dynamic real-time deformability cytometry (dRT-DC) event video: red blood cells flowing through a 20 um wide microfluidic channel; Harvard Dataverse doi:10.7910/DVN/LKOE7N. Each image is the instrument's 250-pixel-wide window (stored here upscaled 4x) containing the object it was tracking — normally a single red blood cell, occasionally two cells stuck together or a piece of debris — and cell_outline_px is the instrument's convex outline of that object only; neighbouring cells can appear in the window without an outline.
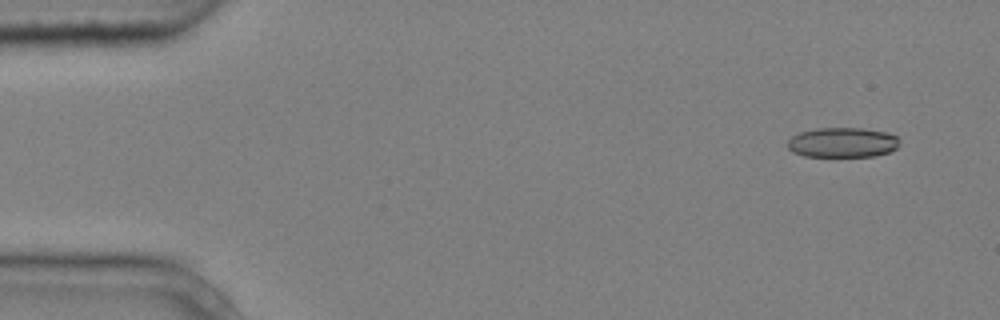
{"species": "common noctule bat (a hibernating species)", "species_latin": "Nyctalus noctula", "temperature_condition": "cold", "stored_images_in_passage": 7, "camera_frame_rate_fps": 3000, "um_per_image_px": 0.085, "animal": {"sex": "male", "body_mass_g": 20.4}, "frame": {"image": 1, "passage_image": 1, "time_ms": 0.0, "image_size_px": [1000, 320], "cell_outline_px": [[900, 140], [896, 148], [888, 152], [876, 156], [804, 156], [792, 152], [788, 148], [788, 140], [792, 136], [800, 132], [816, 128], [864, 128], [888, 132], [896, 136]], "centroid_in_image_um": [71.62, 12.1], "position_along_channel_um": 13.4, "area_um2": 19.59}}
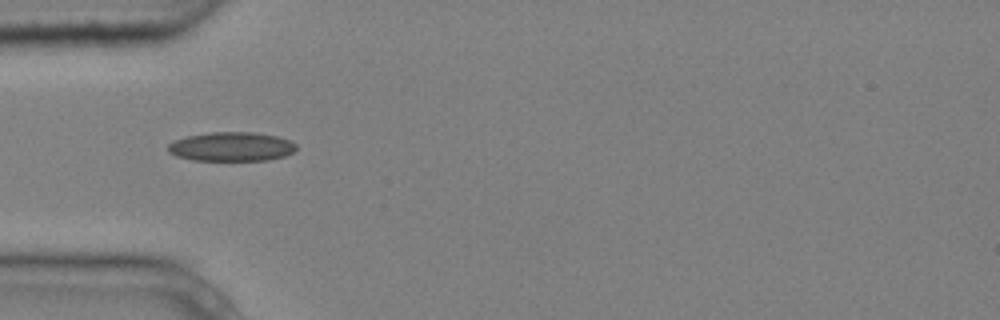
{"frame": {"image": 2, "passage_image": 4, "time_ms": 1.0, "image_size_px": [1000, 320], "cell_outline_px": [[296, 148], [292, 152], [284, 156], [268, 160], [192, 160], [176, 156], [168, 152], [168, 144], [172, 140], [188, 136], [212, 132], [256, 132], [276, 136], [288, 140], [296, 144]], "centroid_in_image_um": [19.64, 12.46], "position_along_channel_um": 65.4, "area_um2": 21.73}}
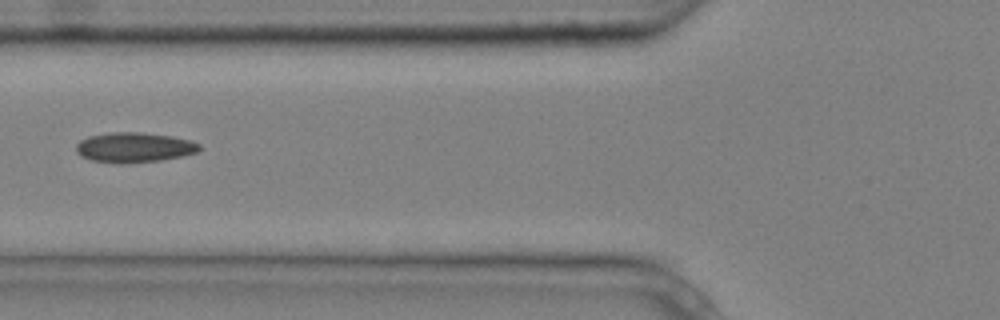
{"frame": {"image": 3, "passage_image": 5, "time_ms": 1.333, "image_size_px": [1000, 320], "cell_outline_px": [[200, 148], [196, 152], [184, 156], [160, 160], [120, 164], [92, 160], [80, 156], [76, 152], [76, 144], [80, 140], [88, 136], [108, 132], [140, 132], [172, 136], [192, 140], [200, 144]], "centroid_in_image_um": [11.39, 12.52], "position_along_channel_um": 114.4, "area_um2": 21.73}}